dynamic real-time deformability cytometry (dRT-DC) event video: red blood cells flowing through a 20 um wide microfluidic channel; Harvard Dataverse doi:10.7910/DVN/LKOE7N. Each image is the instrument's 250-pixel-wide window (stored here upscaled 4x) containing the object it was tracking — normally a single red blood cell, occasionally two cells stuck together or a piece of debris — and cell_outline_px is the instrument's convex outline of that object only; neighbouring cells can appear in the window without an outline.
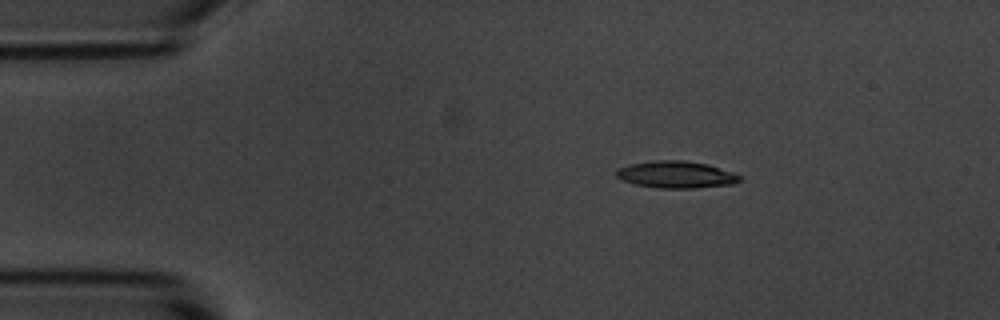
{"species": "common noctule bat (a hibernating species)", "species_latin": "Nyctalus noctula", "temperature_condition": "room temperature", "stored_images_in_passage": 5, "camera_frame_rate_fps": 3000, "um_per_image_px": 0.085, "animal": {"sex": "male", "body_mass_g": 20.1, "forearm_length_mm": 53.5}, "frame": {"image": 1, "passage_image": 2, "time_ms": 1.0, "image_size_px": [1000, 320], "cell_outline_px": [[744, 176], [740, 180], [732, 184], [696, 188], [660, 188], [636, 184], [624, 180], [616, 176], [616, 168], [628, 164], [656, 160], [684, 160], [708, 164]], "centroid_in_image_um": [57.48, 14.83], "position_along_channel_um": 27.5, "area_um2": 19.42}}
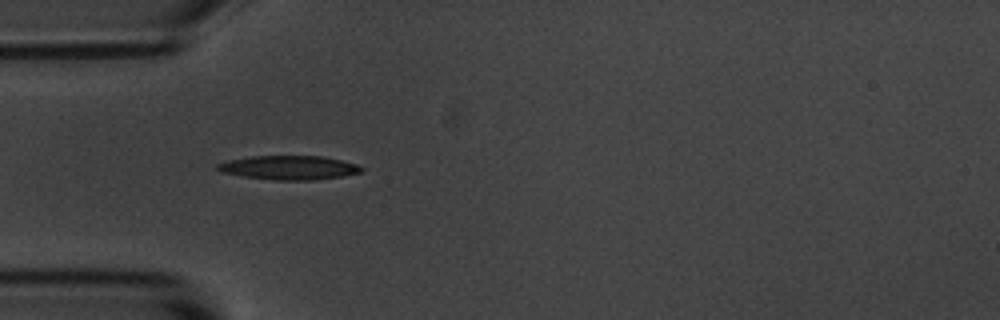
{"frame": {"image": 2, "passage_image": 4, "time_ms": 3.333, "image_size_px": [1000, 320], "cell_outline_px": [[364, 168], [360, 172], [340, 176], [312, 180], [272, 180], [244, 176], [220, 172], [216, 168], [216, 164], [228, 160], [252, 156], [324, 156], [356, 164]], "centroid_in_image_um": [24.52, 14.24], "position_along_channel_um": 60.5, "area_um2": 20.0}}